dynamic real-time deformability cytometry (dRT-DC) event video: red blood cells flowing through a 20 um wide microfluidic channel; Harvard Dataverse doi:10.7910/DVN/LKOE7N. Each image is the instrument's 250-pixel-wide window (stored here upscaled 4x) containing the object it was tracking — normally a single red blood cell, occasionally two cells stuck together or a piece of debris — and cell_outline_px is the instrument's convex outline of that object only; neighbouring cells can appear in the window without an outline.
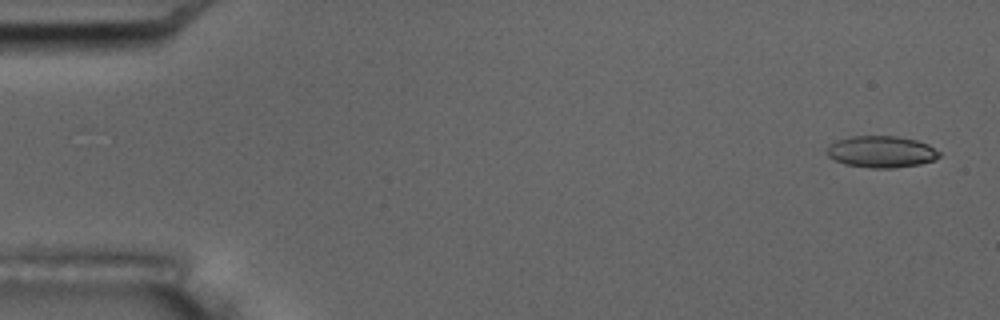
{"species": "common noctule bat (a hibernating species)", "species_latin": "Nyctalus noctula", "temperature_condition": "room temperature", "stored_images_in_passage": 4, "camera_frame_rate_fps": 3000, "um_per_image_px": 0.085, "animal": {"sex": "male", "body_mass_g": 17.5, "forearm_length_mm": 52.3}, "frame": {"image": 1, "passage_image": 1, "time_ms": 0.0, "image_size_px": [1000, 320], "cell_outline_px": [[940, 156], [936, 160], [920, 164], [892, 168], [872, 168], [844, 164], [828, 156], [828, 148], [836, 140], [852, 136], [896, 136], [916, 140], [928, 144], [940, 152]], "centroid_in_image_um": [74.95, 12.9], "position_along_channel_um": 10.0, "area_um2": 20.63}}